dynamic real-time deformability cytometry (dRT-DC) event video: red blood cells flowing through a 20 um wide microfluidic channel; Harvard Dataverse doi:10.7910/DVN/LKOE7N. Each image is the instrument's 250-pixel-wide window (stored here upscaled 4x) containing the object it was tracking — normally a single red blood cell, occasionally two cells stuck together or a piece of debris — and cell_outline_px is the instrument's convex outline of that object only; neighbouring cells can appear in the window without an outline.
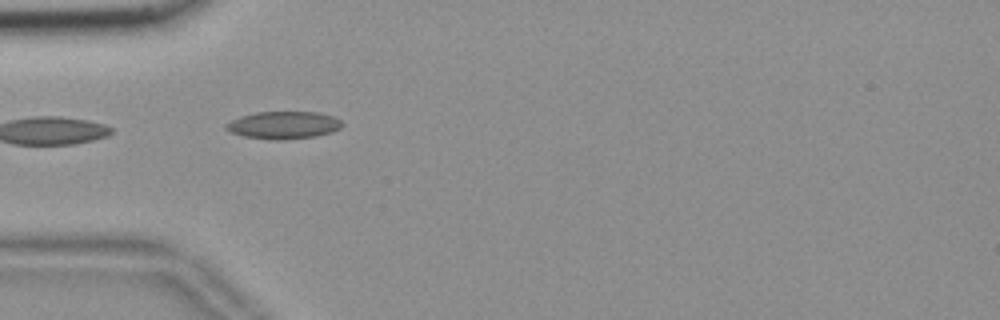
{"species": "common noctule bat (a hibernating species)", "species_latin": "Nyctalus noctula", "temperature_condition": "room temperature", "stored_images_in_passage": 7, "camera_frame_rate_fps": 3000, "um_per_image_px": 0.085, "animal": {"sex": "female", "body_mass_g": 18.4}, "frame": {"image": 1, "passage_image": 1, "time_ms": 0.0, "image_size_px": [1000, 320], "cell_outline_px": [[344, 124], [340, 128], [332, 132], [316, 136], [280, 140], [276, 140], [244, 136], [232, 132], [224, 128], [224, 124], [240, 116], [256, 112], [320, 112], [332, 116], [340, 120]], "centroid_in_image_um": [24.11, 10.63], "position_along_channel_um": 60.9, "area_um2": 18.55}}